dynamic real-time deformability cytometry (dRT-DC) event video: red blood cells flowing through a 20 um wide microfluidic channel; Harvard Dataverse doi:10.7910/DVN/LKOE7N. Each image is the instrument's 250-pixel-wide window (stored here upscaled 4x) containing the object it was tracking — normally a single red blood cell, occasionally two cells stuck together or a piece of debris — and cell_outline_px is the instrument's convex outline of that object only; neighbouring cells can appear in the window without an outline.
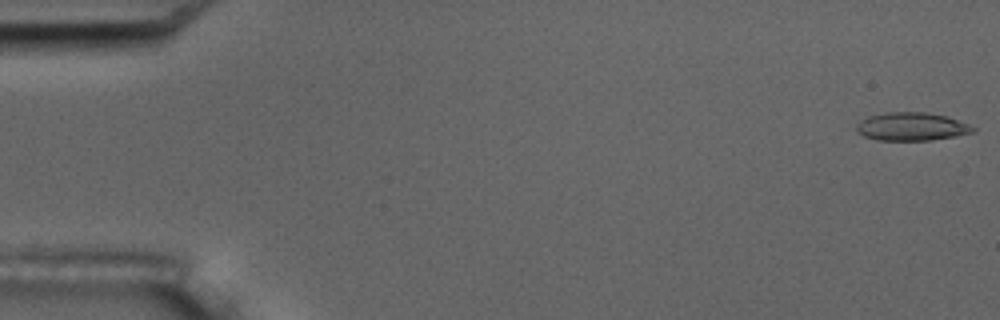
{"species": "common noctule bat (a hibernating species)", "species_latin": "Nyctalus noctula", "temperature_condition": "room temperature", "stored_images_in_passage": 9, "camera_frame_rate_fps": 3000, "um_per_image_px": 0.085, "animal": {"sex": "male", "body_mass_g": 17.5, "forearm_length_mm": 52.3}, "frame": {"image": 1, "passage_image": 1, "time_ms": 0.0, "image_size_px": [1000, 320], "cell_outline_px": [[976, 128], [972, 132], [932, 140], [876, 140], [864, 136], [856, 132], [856, 124], [860, 120], [868, 116], [888, 112], [924, 112], [948, 116], [968, 124]], "centroid_in_image_um": [77.43, 10.75], "position_along_channel_um": 7.6, "area_um2": 19.07}}
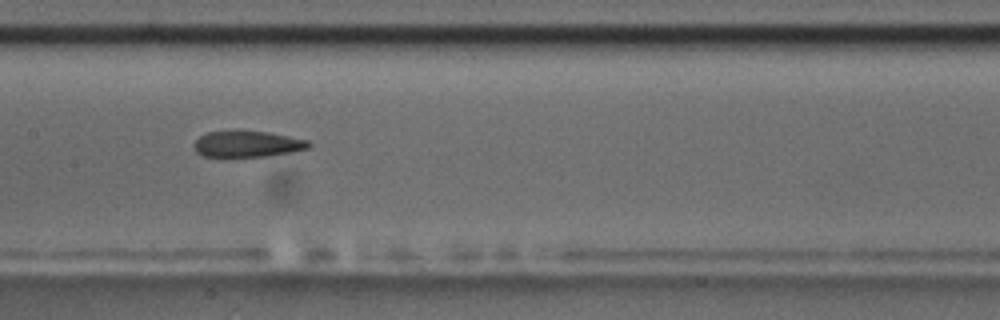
{"frame": {"image": 2, "passage_image": 9, "time_ms": 9.0, "image_size_px": [1000, 320], "cell_outline_px": [[312, 144], [308, 148], [292, 152], [264, 156], [204, 156], [196, 152], [192, 148], [192, 144], [200, 136], [208, 132], [268, 132], [308, 140]], "centroid_in_image_um": [21.02, 12.25], "position_along_channel_um": 186.4, "area_um2": 17.11}}